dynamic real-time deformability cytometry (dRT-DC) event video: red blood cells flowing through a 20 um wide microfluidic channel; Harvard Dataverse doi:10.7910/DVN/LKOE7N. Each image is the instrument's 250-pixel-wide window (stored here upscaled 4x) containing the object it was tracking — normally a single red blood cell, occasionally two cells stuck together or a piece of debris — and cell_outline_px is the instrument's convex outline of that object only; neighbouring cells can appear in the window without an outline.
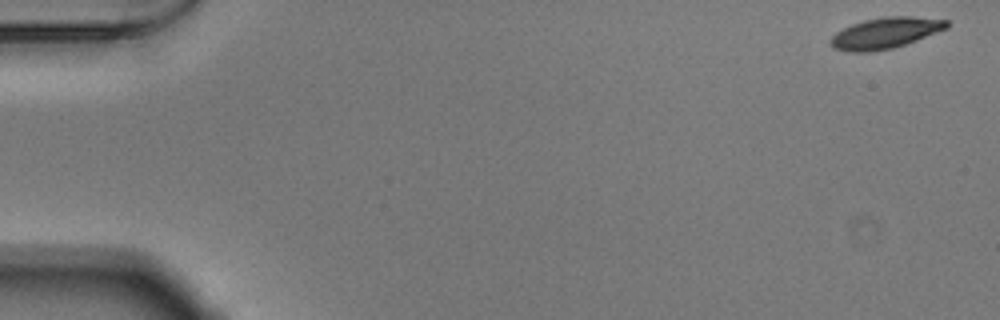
{"species": "Egyptian fruit bat (a non-hibernating species)", "species_latin": "Rousettus aegyptiacus", "temperature_condition": "warm", "stored_images_in_passage": 53, "camera_frame_rate_fps": 3000, "um_per_image_px": 0.085, "animal": {"sex": "male"}, "frame": {"image": 1, "passage_image": 1, "time_ms": 0.0, "image_size_px": [1000, 320], "cell_outline_px": [[948, 28], [916, 40], [892, 48], [868, 52], [848, 52], [832, 48], [832, 36], [836, 32], [852, 24], [864, 20], [888, 16], [912, 16], [948, 20]], "centroid_in_image_um": [75.25, 2.8], "position_along_channel_um": 9.7, "area_um2": 20.75}}
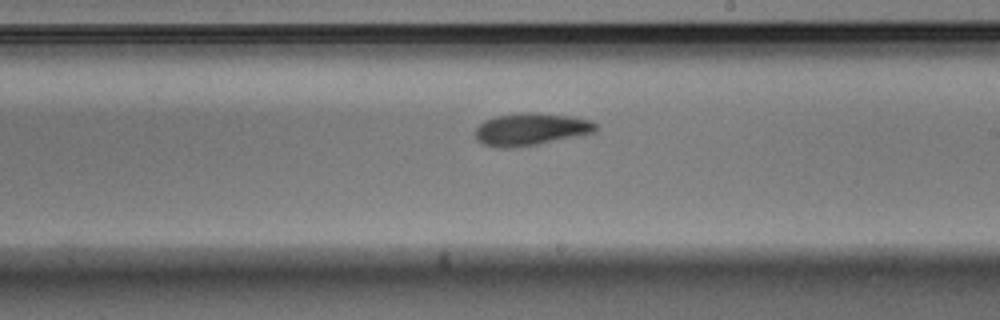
{"frame": {"image": 2, "passage_image": 31, "time_ms": 10.0, "image_size_px": [1000, 320], "cell_outline_px": [[600, 128], [596, 132], [536, 144], [508, 148], [500, 148], [484, 144], [476, 140], [472, 132], [484, 120], [496, 116], [524, 112], [528, 112], [572, 116], [592, 120], [600, 124]], "centroid_in_image_um": [45.14, 10.98], "position_along_channel_um": 243.9, "area_um2": 22.89}}
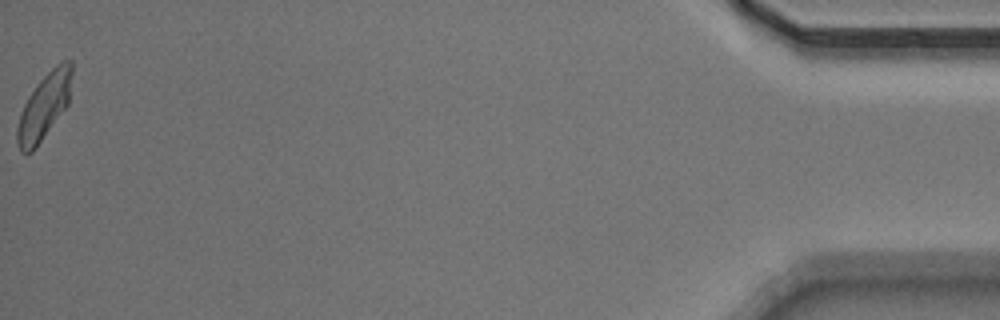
{"frame": {"image": 3, "passage_image": 53, "time_ms": 17.333, "image_size_px": [1000, 320], "cell_outline_px": [[72, 72], [68, 104], [32, 152], [20, 152], [16, 144], [16, 128], [24, 104], [28, 96], [40, 80], [56, 64], [64, 60], [72, 60]], "centroid_in_image_um": [3.74, 9.04], "position_along_channel_um": 431.5, "area_um2": 20.69}, "authors_computed_cell_mechanics": {"area_um2": 21.5016, "velocity_mm_per_s": 3.8325, "shape_relaxation_time_tau1_ms": 2.5487, "shape_relaxation_time_tau2_ms": 3.5168, "deformation_change_tau1": 0.1424, "deformation_change_tau2": 0.0972}}